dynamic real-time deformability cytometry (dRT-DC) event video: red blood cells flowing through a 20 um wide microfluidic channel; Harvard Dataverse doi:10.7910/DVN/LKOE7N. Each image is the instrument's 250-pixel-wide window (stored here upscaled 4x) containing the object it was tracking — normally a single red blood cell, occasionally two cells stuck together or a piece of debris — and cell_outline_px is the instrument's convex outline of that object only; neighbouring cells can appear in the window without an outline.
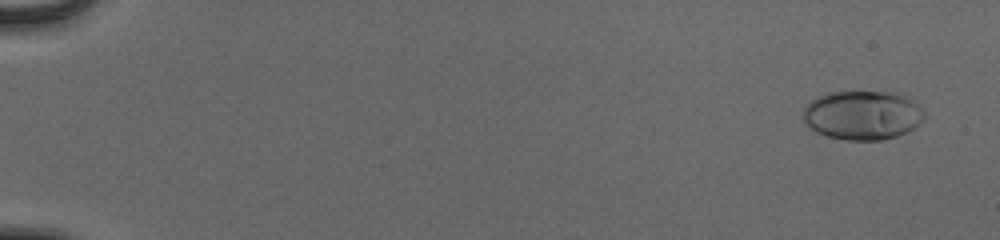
{"species": "human", "species_latin": "Homo sapiens", "temperature_condition": "cold", "stored_images_in_passage": 55, "camera_frame_rate_fps": 3000, "um_per_image_px": 0.085, "donor": {"sex": "male"}, "frame": {"image": 1, "passage_image": 3, "time_ms": 0.667, "image_size_px": [1000, 240], "cell_outline_px": [[924, 120], [920, 124], [896, 136], [884, 140], [844, 140], [828, 136], [816, 132], [808, 128], [804, 120], [804, 108], [816, 96], [828, 92], [888, 88], [904, 92], [924, 112]], "centroid_in_image_um": [73.34, 9.72], "position_along_channel_um": 11.7, "area_um2": 36.01}}
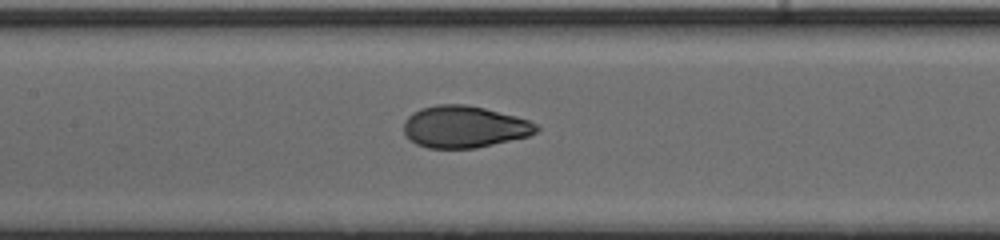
{"frame": {"image": 2, "passage_image": 29, "time_ms": 9.333, "image_size_px": [1000, 240], "cell_outline_px": [[540, 128], [536, 132], [528, 136], [476, 148], [428, 148], [416, 144], [404, 132], [404, 120], [412, 112], [420, 108], [436, 104], [464, 104], [484, 108], [516, 116], [528, 120], [536, 124]], "centroid_in_image_um": [39.45, 10.77], "position_along_channel_um": 168.0, "area_um2": 32.31}}
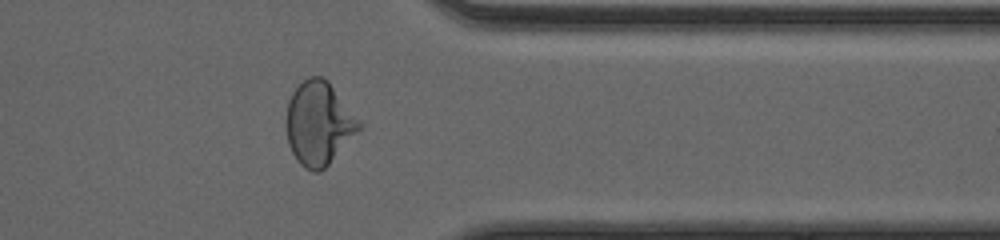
{"frame": {"image": 3, "passage_image": 46, "time_ms": 15.0, "image_size_px": [1000, 240], "cell_outline_px": [[360, 128], [328, 164], [320, 172], [312, 172], [304, 168], [296, 160], [288, 144], [284, 124], [284, 120], [288, 100], [292, 92], [308, 76], [320, 76], [328, 80], [360, 120]], "centroid_in_image_um": [27.04, 10.47], "position_along_channel_um": 384.4, "area_um2": 35.49}, "authors_computed_cell_mechanics": {"area_um2": 32.8304, "velocity_mm_per_s": 3.9089, "shape_relaxation_time_tau1_ms": 4.1134, "shape_relaxation_time_tau2_ms": null, "deformation_change_tau1": 0.1965, "deformation_change_tau2": null}}